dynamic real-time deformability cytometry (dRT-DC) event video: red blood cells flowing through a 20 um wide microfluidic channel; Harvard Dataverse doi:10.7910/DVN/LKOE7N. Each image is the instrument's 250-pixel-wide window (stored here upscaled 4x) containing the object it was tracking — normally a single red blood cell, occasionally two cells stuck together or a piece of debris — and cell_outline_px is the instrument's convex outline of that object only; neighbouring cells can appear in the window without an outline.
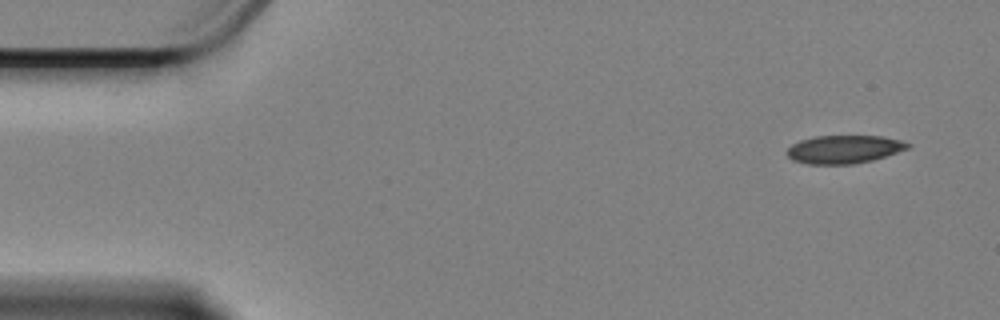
{"species": "Egyptian fruit bat (a non-hibernating species)", "species_latin": "Rousettus aegyptiacus", "temperature_condition": "cold", "stored_images_in_passage": 56, "camera_frame_rate_fps": 3000, "um_per_image_px": 0.085, "animal": {"sex": "female"}, "frame": {"image": 1, "passage_image": 1, "time_ms": 0.0, "image_size_px": [1000, 320], "cell_outline_px": [[912, 144], [908, 148], [872, 160], [852, 164], [808, 164], [792, 160], [784, 152], [792, 144], [800, 140], [816, 136], [880, 136], [900, 140]], "centroid_in_image_um": [71.69, 12.69], "position_along_channel_um": 13.3, "area_um2": 19.71}}
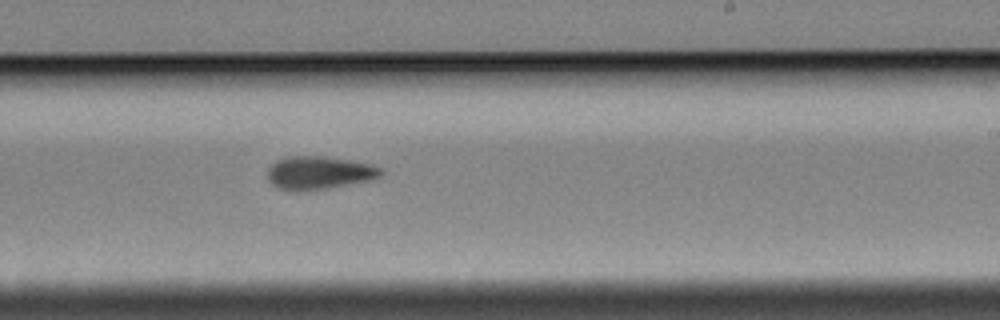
{"frame": {"image": 2, "passage_image": 32, "time_ms": 10.333, "image_size_px": [1000, 320], "cell_outline_px": [[384, 172], [380, 176], [368, 180], [328, 188], [300, 192], [296, 192], [276, 188], [268, 180], [268, 168], [276, 160], [288, 156], [324, 156], [352, 160], [372, 164], [384, 168]], "centroid_in_image_um": [27.11, 14.69], "position_along_channel_um": 261.9, "area_um2": 22.2}}
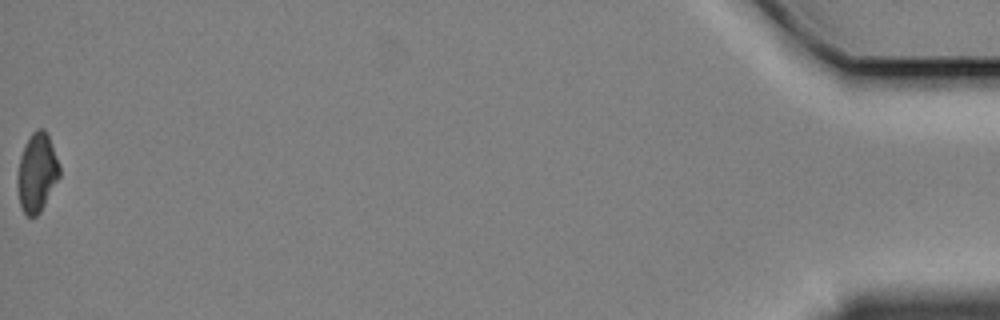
{"frame": {"image": 3, "passage_image": 56, "time_ms": 18.333, "image_size_px": [1000, 320], "cell_outline_px": [[60, 176], [40, 212], [36, 216], [28, 216], [24, 212], [20, 204], [16, 188], [16, 176], [20, 156], [32, 132], [36, 128], [44, 128], [48, 132], [60, 164]], "centroid_in_image_um": [3.14, 14.64], "position_along_channel_um": 432.1, "area_um2": 19.54}, "authors_computed_cell_mechanics": {"area_um2": 20.7791, "velocity_mm_per_s": 3.3744, "shape_relaxation_time_tau1_ms": 3.6872, "shape_relaxation_time_tau2_ms": 5.6415, "deformation_change_tau1": 0.1234, "deformation_change_tau2": 0.1294}}